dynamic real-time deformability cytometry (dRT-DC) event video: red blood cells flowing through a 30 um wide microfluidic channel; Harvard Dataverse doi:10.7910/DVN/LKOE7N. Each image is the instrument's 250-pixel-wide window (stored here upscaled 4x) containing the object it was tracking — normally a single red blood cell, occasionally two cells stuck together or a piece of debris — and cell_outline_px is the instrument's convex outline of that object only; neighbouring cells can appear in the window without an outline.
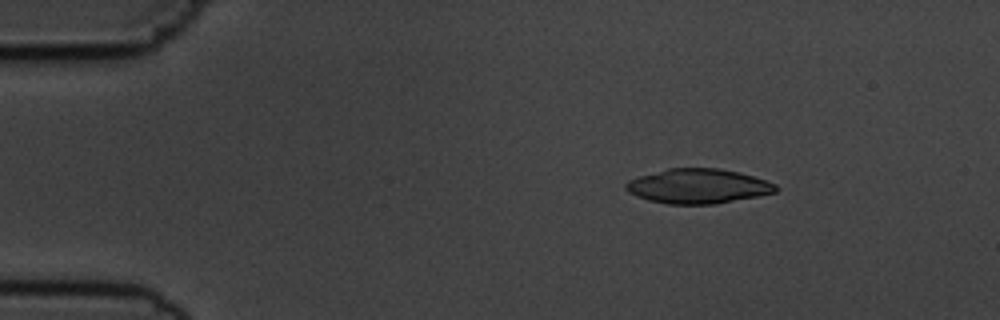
{"species": "common noctule bat (a hibernating species)", "species_latin": "Nyctalus noctula", "temperature_condition": "cold", "stored_images_in_passage": 48, "camera_frame_rate_fps": 3000, "um_per_image_px": 0.085, "animal": {"sex": "male", "body_mass_g": 19.5, "forearm_length_mm": 54.6}, "frame": {"image": 1, "passage_image": 2, "time_ms": 0.333, "image_size_px": [1000, 320], "cell_outline_px": [[780, 188], [776, 192], [756, 196], [712, 204], [668, 204], [648, 200], [636, 196], [628, 192], [624, 188], [624, 184], [628, 180], [640, 176], [668, 168], [720, 168], [740, 172], [776, 184]], "centroid_in_image_um": [59.31, 15.82], "position_along_channel_um": 25.7, "area_um2": 30.17}}